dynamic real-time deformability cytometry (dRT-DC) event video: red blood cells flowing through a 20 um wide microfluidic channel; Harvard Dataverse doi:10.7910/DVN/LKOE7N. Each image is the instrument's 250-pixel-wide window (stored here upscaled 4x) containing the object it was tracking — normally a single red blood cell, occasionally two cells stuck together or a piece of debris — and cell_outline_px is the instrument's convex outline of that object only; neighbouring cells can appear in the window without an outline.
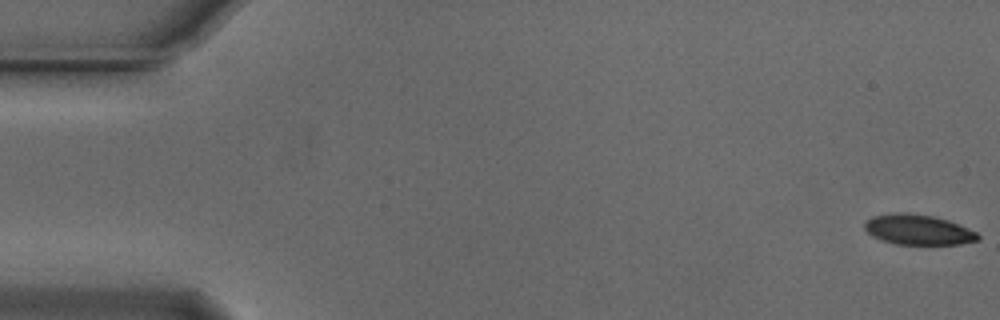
{"species": "Egyptian fruit bat (a non-hibernating species)", "species_latin": "Rousettus aegyptiacus", "temperature_condition": "cold", "stored_images_in_passage": 55, "camera_frame_rate_fps": 3000, "um_per_image_px": 0.085, "animal": {"sex": "male"}, "frame": {"image": 1, "passage_image": 1, "time_ms": 0.0, "image_size_px": [1000, 320], "cell_outline_px": [[980, 240], [960, 244], [896, 244], [880, 240], [872, 236], [864, 228], [864, 224], [872, 216], [896, 212], [908, 212], [932, 216], [948, 220], [976, 232], [980, 236]], "centroid_in_image_um": [78.02, 19.52], "position_along_channel_um": 7.0, "area_um2": 19.94}}
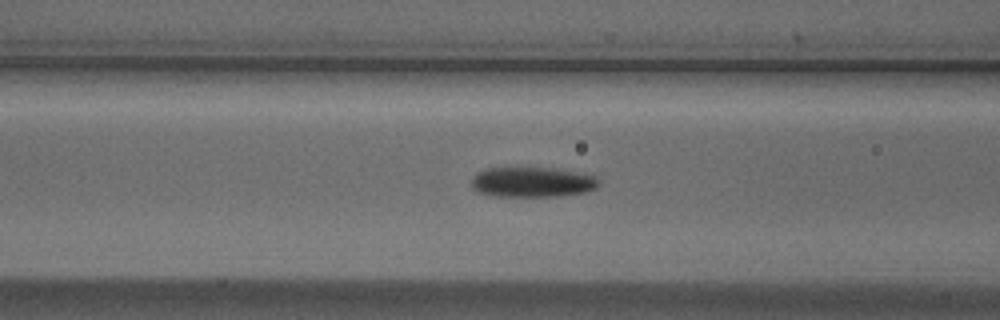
{"frame": {"image": 2, "passage_image": 22, "time_ms": 7.0, "image_size_px": [1000, 320], "cell_outline_px": [[600, 184], [596, 188], [584, 192], [560, 196], [496, 196], [476, 192], [472, 184], [472, 176], [476, 172], [484, 168], [552, 168], [576, 172], [596, 176], [600, 180]], "centroid_in_image_um": [45.23, 15.47], "position_along_channel_um": 121.4, "area_um2": 22.43}}
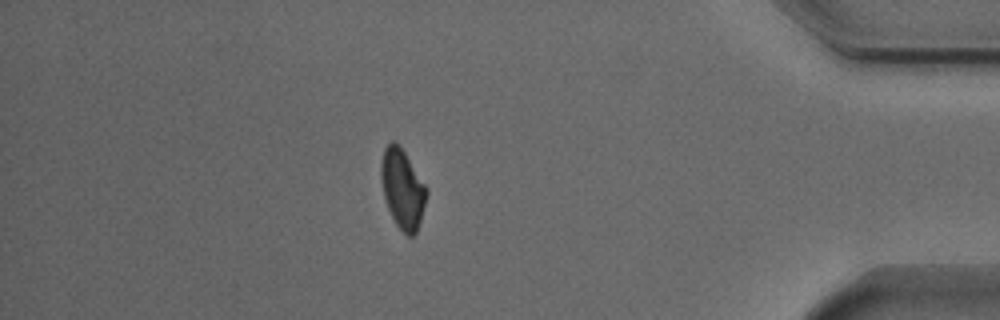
{"frame": {"image": 3, "passage_image": 48, "time_ms": 15.667, "image_size_px": [1000, 320], "cell_outline_px": [[428, 192], [420, 220], [416, 232], [412, 236], [408, 236], [396, 224], [388, 208], [384, 196], [380, 176], [380, 164], [384, 148], [392, 140], [396, 140], [428, 188]], "centroid_in_image_um": [34.2, 16.01], "position_along_channel_um": 401.0, "area_um2": 20.87}, "authors_computed_cell_mechanics": {"area_um2": 21.3282, "velocity_mm_per_s": 3.7249, "shape_relaxation_time_tau1_ms": 2.6644, "shape_relaxation_time_tau2_ms": 9.5803, "deformation_change_tau1": 0.1103, "deformation_change_tau2": 0.1426}}